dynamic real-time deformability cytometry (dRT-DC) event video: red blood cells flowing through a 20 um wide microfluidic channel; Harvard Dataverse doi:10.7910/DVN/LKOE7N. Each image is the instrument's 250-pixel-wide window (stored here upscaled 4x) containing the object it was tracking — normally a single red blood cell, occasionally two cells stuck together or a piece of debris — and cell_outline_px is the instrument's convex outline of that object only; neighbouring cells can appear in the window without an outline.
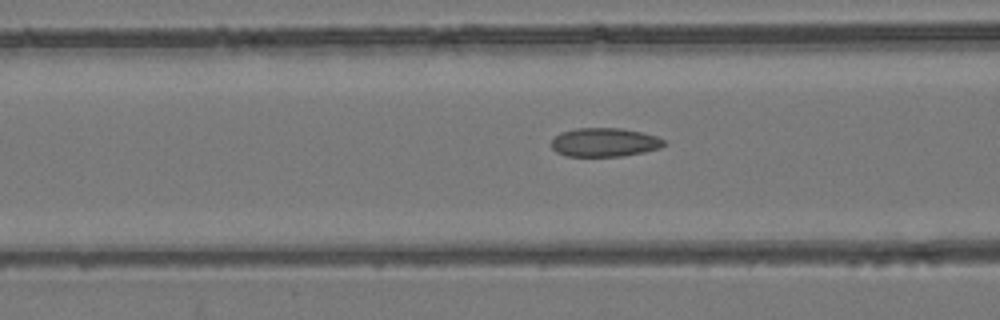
{"species": "common noctule bat (a hibernating species)", "species_latin": "Nyctalus noctula", "temperature_condition": "room temperature", "stored_images_in_passage": 54, "camera_frame_rate_fps": 3000, "um_per_image_px": 0.085, "animal": {"sex": "female", "body_mass_g": 24.6, "forearm_length_mm": 56.2}, "frame": {"image": 1, "passage_image": 22, "time_ms": 7.0, "image_size_px": [1000, 320], "cell_outline_px": [[668, 144], [660, 148], [644, 152], [620, 156], [568, 156], [556, 152], [552, 148], [552, 140], [560, 132], [576, 128], [620, 128], [640, 132], [656, 136], [664, 140]], "centroid_in_image_um": [51.39, 12.09], "position_along_channel_um": 115.2, "area_um2": 18.84}}
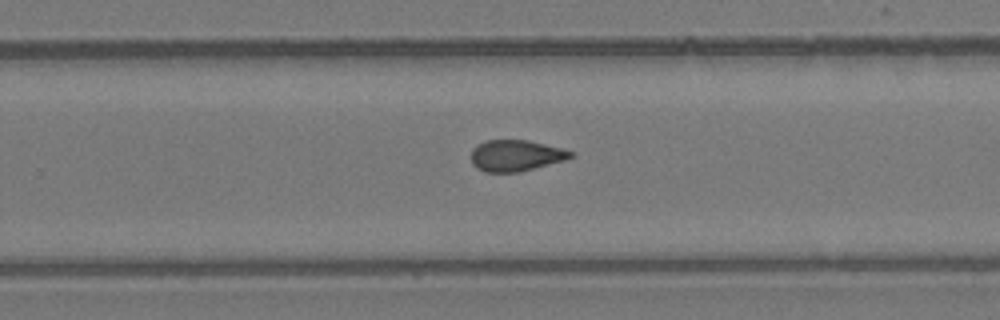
{"frame": {"image": 2, "passage_image": 35, "time_ms": 11.333, "image_size_px": [1000, 320], "cell_outline_px": [[572, 156], [564, 160], [520, 172], [484, 172], [476, 168], [472, 164], [472, 148], [476, 144], [484, 140], [528, 140], [564, 148], [572, 152]], "centroid_in_image_um": [43.81, 13.21], "position_along_channel_um": 286.0, "area_um2": 18.21}}
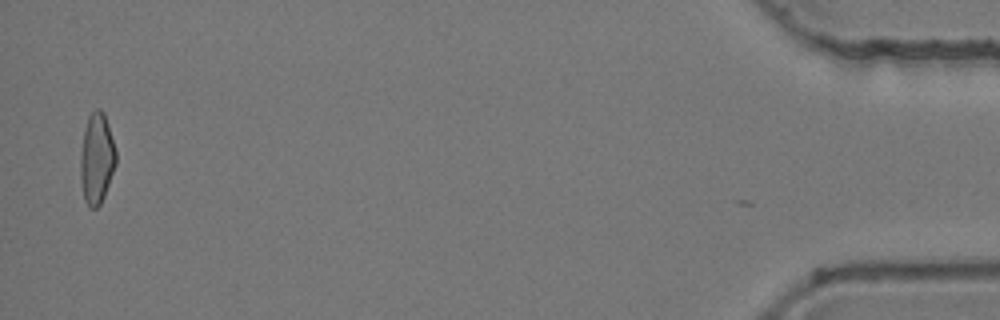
{"frame": {"image": 3, "passage_image": 53, "time_ms": 17.333, "image_size_px": [1000, 320], "cell_outline_px": [[116, 164], [104, 196], [100, 204], [96, 208], [88, 208], [84, 200], [80, 180], [80, 156], [84, 128], [88, 116], [96, 108], [100, 108], [104, 112], [116, 148]], "centroid_in_image_um": [8.21, 13.47], "position_along_channel_um": 427.0, "area_um2": 19.07}}